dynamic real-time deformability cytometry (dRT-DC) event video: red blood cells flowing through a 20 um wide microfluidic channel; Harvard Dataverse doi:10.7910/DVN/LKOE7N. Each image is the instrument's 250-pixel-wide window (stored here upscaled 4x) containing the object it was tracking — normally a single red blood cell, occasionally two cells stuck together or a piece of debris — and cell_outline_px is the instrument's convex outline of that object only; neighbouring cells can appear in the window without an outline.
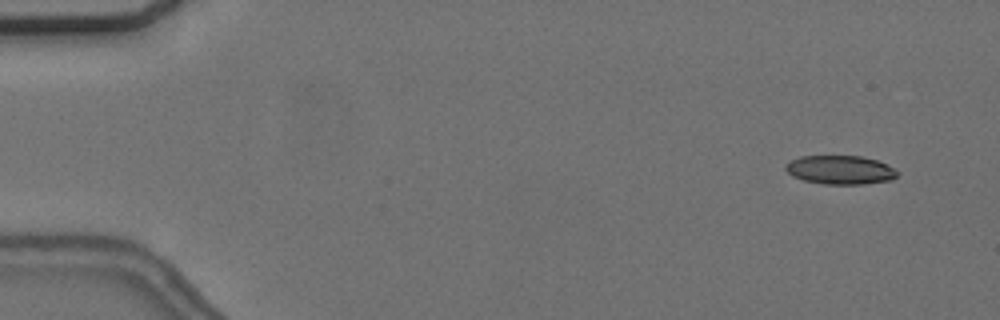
{"species": "common noctule bat (a hibernating species)", "species_latin": "Nyctalus noctula", "temperature_condition": "cold", "stored_images_in_passage": 3, "camera_frame_rate_fps": 3000, "um_per_image_px": 0.085, "animal": {"sex": "female", "body_mass_g": 24.6, "forearm_length_mm": 56.2}, "frame": {"image": 1, "passage_image": 3, "time_ms": 2.667, "image_size_px": [1000, 320], "cell_outline_px": [[900, 172], [892, 180], [864, 184], [824, 184], [804, 180], [792, 176], [784, 168], [784, 164], [800, 156], [860, 156], [876, 160], [888, 164]], "centroid_in_image_um": [71.44, 14.44], "position_along_channel_um": 13.6, "area_um2": 18.84}}